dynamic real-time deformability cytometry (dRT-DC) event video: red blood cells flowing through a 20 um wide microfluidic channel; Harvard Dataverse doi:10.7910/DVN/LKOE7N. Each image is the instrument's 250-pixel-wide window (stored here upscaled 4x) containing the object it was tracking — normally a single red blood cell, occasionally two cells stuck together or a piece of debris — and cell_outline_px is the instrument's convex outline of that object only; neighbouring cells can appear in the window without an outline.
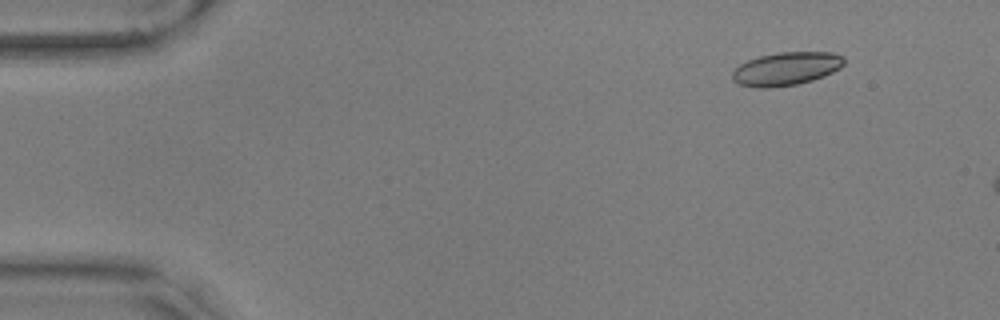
{"species": "common noctule bat (a hibernating species)", "species_latin": "Nyctalus noctula", "temperature_condition": "warm", "stored_images_in_passage": 13, "camera_frame_rate_fps": 3000, "um_per_image_px": 0.085, "animal": {"sex": "male", "body_mass_g": 17.9, "forearm_length_mm": 54.2}, "frame": {"image": 1, "passage_image": 6, "time_ms": 1.667, "image_size_px": [1000, 320], "cell_outline_px": [[844, 64], [840, 68], [824, 76], [812, 80], [796, 84], [768, 88], [756, 88], [740, 84], [732, 80], [732, 72], [740, 64], [748, 60], [760, 56], [780, 52], [832, 52], [844, 56]], "centroid_in_image_um": [66.83, 5.84], "position_along_channel_um": 18.2, "area_um2": 21.62}}